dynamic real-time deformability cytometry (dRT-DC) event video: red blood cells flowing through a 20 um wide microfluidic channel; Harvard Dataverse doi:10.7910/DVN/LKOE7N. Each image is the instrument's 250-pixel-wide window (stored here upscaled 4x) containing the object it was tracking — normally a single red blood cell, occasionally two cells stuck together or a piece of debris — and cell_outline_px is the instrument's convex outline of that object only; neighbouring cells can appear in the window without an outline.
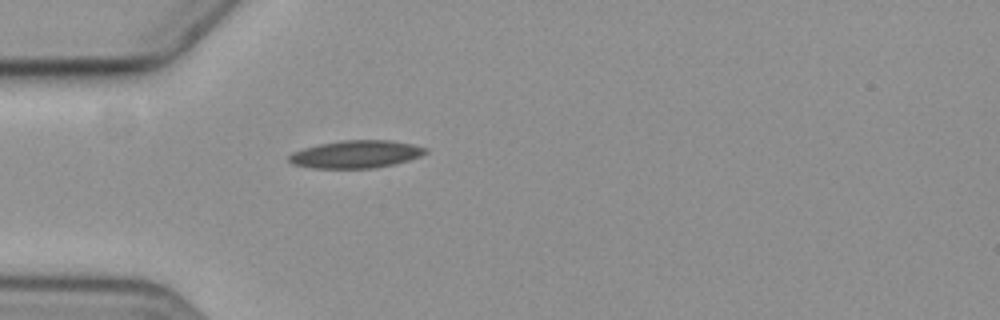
{"species": "common noctule bat (a hibernating species)", "species_latin": "Nyctalus noctula", "temperature_condition": "cold", "stored_images_in_passage": 4, "camera_frame_rate_fps": 3000, "um_per_image_px": 0.085, "animal": {"sex": "female", "body_mass_g": 19.3, "forearm_length_mm": 54.1}, "frame": {"image": 1, "passage_image": 4, "time_ms": 5.0, "image_size_px": [1000, 320], "cell_outline_px": [[428, 152], [420, 156], [408, 160], [376, 168], [312, 168], [292, 164], [288, 160], [288, 156], [292, 152], [304, 148], [320, 144], [340, 140], [392, 140], [412, 144], [428, 148]], "centroid_in_image_um": [30.25, 13.1], "position_along_channel_um": 54.7, "area_um2": 22.02}}